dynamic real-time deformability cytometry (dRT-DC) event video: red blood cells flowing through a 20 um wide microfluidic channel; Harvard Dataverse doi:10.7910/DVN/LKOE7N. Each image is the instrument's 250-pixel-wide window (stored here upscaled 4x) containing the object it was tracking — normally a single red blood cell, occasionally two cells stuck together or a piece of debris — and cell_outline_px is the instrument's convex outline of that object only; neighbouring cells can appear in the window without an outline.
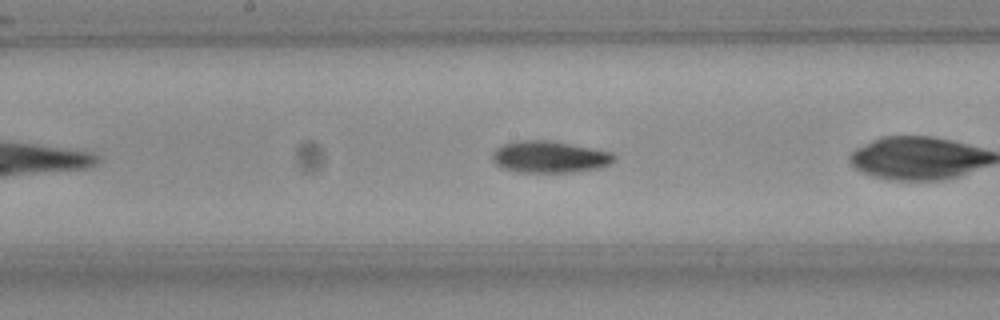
{"species": "Egyptian fruit bat (a non-hibernating species)", "species_latin": "Rousettus aegyptiacus", "temperature_condition": "room temperature", "stored_images_in_passage": 40, "camera_frame_rate_fps": 3000, "um_per_image_px": 0.085, "frame": {"image": 1, "passage_image": 12, "time_ms": 3.667, "image_size_px": [1000, 320], "cell_outline_px": [[616, 156], [608, 164], [596, 168], [568, 172], [516, 172], [504, 168], [496, 164], [492, 160], [492, 152], [496, 148], [504, 144], [516, 140], [548, 140], [612, 152]], "centroid_in_image_um": [46.64, 13.33], "position_along_channel_um": 201.6, "area_um2": 22.25}, "authors_computed_cell_mechanics": {"area_um2": 21.6172, "velocity_mm_per_s": 3.7377, "shape_relaxation_time_tau1_ms": 8.5658, "shape_relaxation_time_tau2_ms": null, "deformation_change_tau1": 0.2077, "deformation_change_tau2": null}}